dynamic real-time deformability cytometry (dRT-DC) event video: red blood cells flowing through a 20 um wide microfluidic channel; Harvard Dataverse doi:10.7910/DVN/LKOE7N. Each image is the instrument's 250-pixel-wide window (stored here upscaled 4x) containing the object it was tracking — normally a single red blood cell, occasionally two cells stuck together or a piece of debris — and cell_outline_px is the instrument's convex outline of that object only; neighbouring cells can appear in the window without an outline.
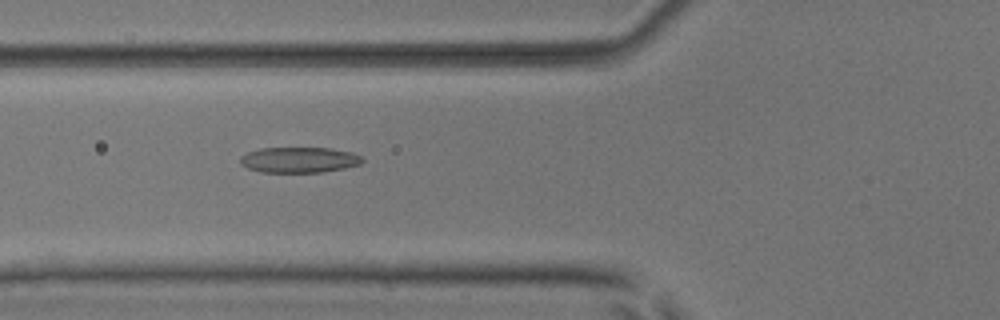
{"species": "common noctule bat (a hibernating species)", "species_latin": "Nyctalus noctula", "temperature_condition": "room temperature", "stored_images_in_passage": 8, "camera_frame_rate_fps": 3000, "um_per_image_px": 0.085, "animal": {"sex": "male", "body_mass_g": 17.9, "forearm_length_mm": 54.2}, "frame": {"image": 1, "passage_image": 6, "time_ms": 6.0, "image_size_px": [1000, 320], "cell_outline_px": [[364, 160], [360, 164], [344, 168], [320, 172], [260, 172], [248, 168], [240, 164], [240, 156], [248, 152], [260, 148], [332, 148], [352, 152], [360, 156]], "centroid_in_image_um": [25.41, 13.58], "position_along_channel_um": 100.4, "area_um2": 18.21}}
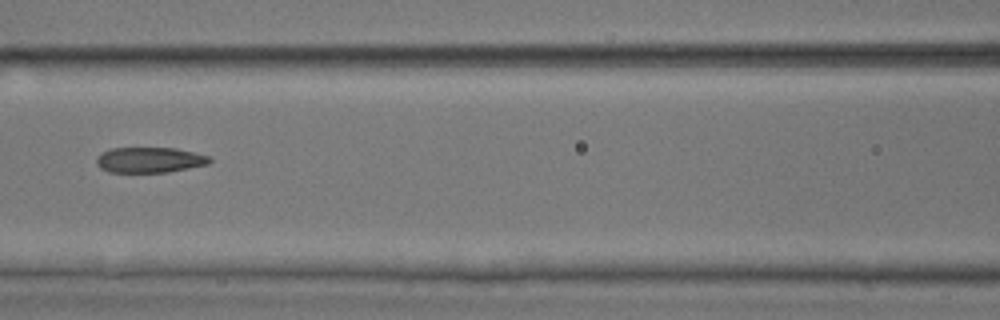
{"frame": {"image": 2, "passage_image": 7, "time_ms": 7.333, "image_size_px": [1000, 320], "cell_outline_px": [[212, 160], [208, 164], [168, 172], [108, 172], [100, 168], [96, 164], [96, 156], [112, 148], [176, 148], [208, 156]], "centroid_in_image_um": [12.69, 13.6], "position_along_channel_um": 153.9, "area_um2": 16.7}}
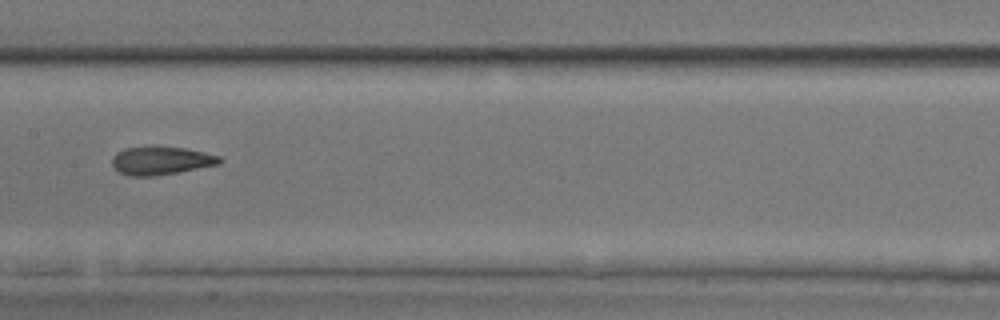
{"frame": {"image": 3, "passage_image": 8, "time_ms": 8.333, "image_size_px": [1000, 320], "cell_outline_px": [[224, 160], [220, 164], [180, 172], [152, 176], [132, 176], [120, 172], [112, 164], [112, 156], [116, 152], [124, 148], [152, 144], [188, 148], [220, 156]], "centroid_in_image_um": [13.71, 13.61], "position_along_channel_um": 193.7, "area_um2": 18.32}}